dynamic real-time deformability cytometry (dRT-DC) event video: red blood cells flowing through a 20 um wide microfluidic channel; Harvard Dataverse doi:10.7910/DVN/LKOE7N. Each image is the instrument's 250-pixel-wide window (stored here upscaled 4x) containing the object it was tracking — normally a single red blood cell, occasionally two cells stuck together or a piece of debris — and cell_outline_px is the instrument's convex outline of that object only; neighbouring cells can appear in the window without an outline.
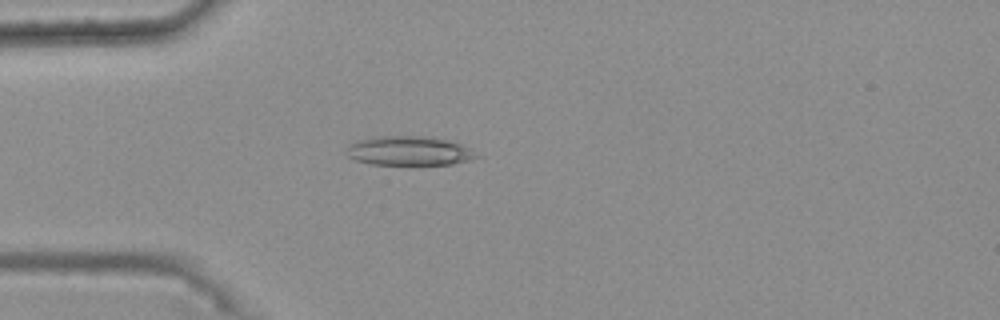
{"species": "common noctule bat (a hibernating species)", "species_latin": "Nyctalus noctula", "temperature_condition": "warm", "stored_images_in_passage": 48, "camera_frame_rate_fps": 3000, "um_per_image_px": 0.085, "animal": {"sex": "female", "body_mass_g": 25.1}, "frame": {"image": 1, "passage_image": 15, "time_ms": 4.667, "image_size_px": [1000, 320], "cell_outline_px": [[480, 156], [468, 160], [452, 164], [368, 164], [356, 160], [348, 156], [344, 152], [348, 144], [356, 140], [380, 136], [420, 136], [448, 140], [460, 144], [468, 148]], "centroid_in_image_um": [34.69, 12.82], "position_along_channel_um": 50.3, "area_um2": 22.02}}
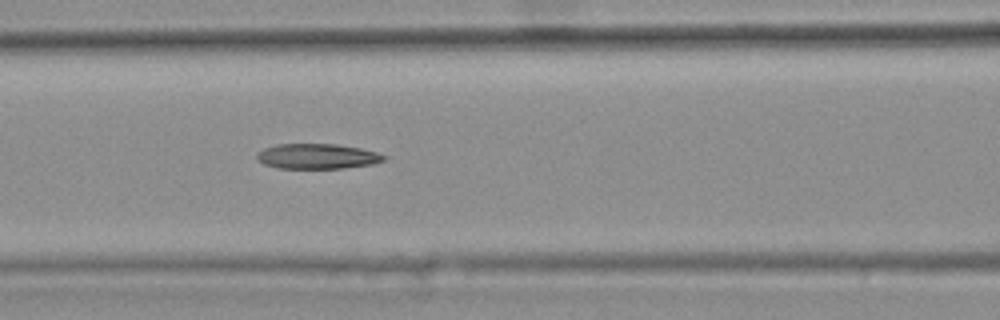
{"frame": {"image": 2, "passage_image": 23, "time_ms": 7.333, "image_size_px": [1000, 320], "cell_outline_px": [[388, 156], [384, 160], [372, 164], [344, 168], [276, 168], [264, 164], [256, 160], [256, 152], [264, 148], [276, 144], [336, 144], [360, 148], [376, 152]], "centroid_in_image_um": [26.93, 13.28], "position_along_channel_um": 139.7, "area_um2": 18.73}}
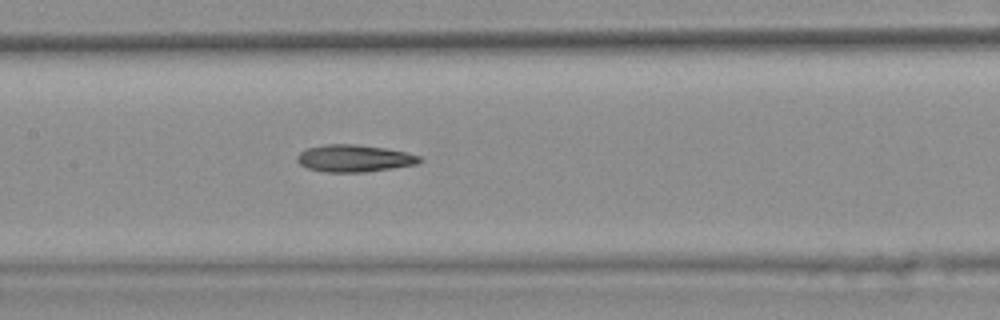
{"frame": {"image": 3, "passage_image": 26, "time_ms": 8.333, "image_size_px": [1000, 320], "cell_outline_px": [[424, 160], [416, 164], [392, 168], [364, 172], [324, 172], [308, 168], [300, 164], [296, 160], [296, 156], [300, 152], [308, 148], [324, 144], [356, 144], [384, 148], [404, 152], [420, 156]], "centroid_in_image_um": [30.09, 13.46], "position_along_channel_um": 177.3, "area_um2": 19.31}}